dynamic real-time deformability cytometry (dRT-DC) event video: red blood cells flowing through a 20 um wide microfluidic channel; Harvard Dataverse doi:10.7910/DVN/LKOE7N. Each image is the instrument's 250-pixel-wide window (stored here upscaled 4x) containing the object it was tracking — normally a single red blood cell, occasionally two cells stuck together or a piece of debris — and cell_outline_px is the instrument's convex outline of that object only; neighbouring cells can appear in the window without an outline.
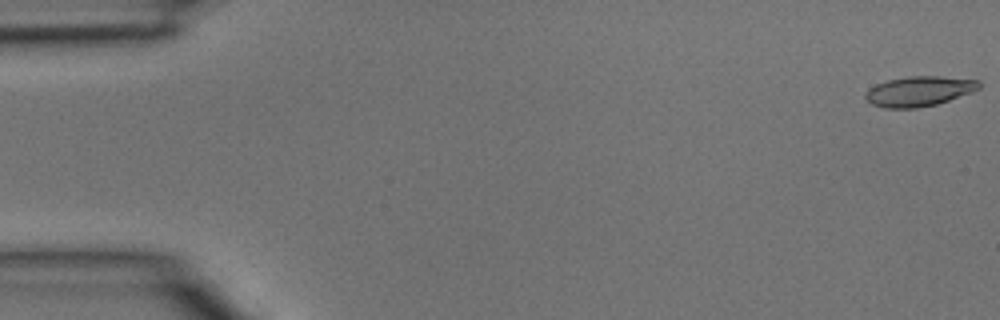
{"species": "common noctule bat (a hibernating species)", "species_latin": "Nyctalus noctula", "temperature_condition": "room temperature", "stored_images_in_passage": 5, "camera_frame_rate_fps": 3000, "um_per_image_px": 0.085, "animal": {"sex": "male", "body_mass_g": 15.6}, "frame": {"image": 1, "passage_image": 1, "time_ms": 0.0, "image_size_px": [1000, 320], "cell_outline_px": [[980, 88], [972, 92], [936, 104], [916, 108], [884, 108], [872, 104], [864, 96], [864, 92], [868, 88], [876, 84], [888, 80], [908, 76], [940, 76], [980, 80]], "centroid_in_image_um": [78.1, 7.75], "position_along_channel_um": 6.9, "area_um2": 19.88}}